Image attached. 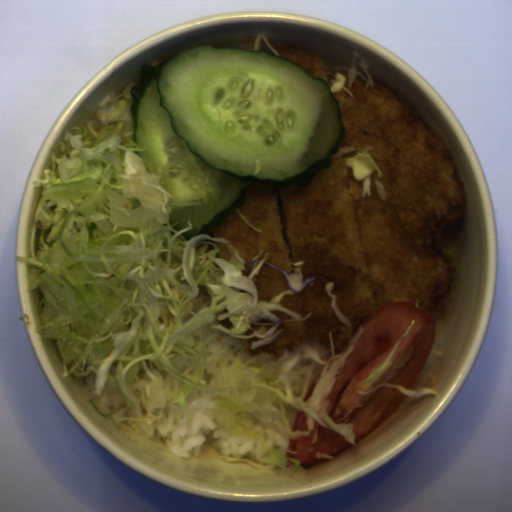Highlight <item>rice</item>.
<instances>
[{
    "mask_svg": "<svg viewBox=\"0 0 512 512\" xmlns=\"http://www.w3.org/2000/svg\"><path fill=\"white\" fill-rule=\"evenodd\" d=\"M187 409L181 418L176 403L166 407L165 413L152 427L137 423L147 438L159 435L167 450L179 459H199L204 444L218 450L223 457L247 458L260 464L262 445L257 440H243L223 429L215 420L217 395L194 389L185 396Z\"/></svg>",
    "mask_w": 512,
    "mask_h": 512,
    "instance_id": "1",
    "label": "rice"
},
{
    "mask_svg": "<svg viewBox=\"0 0 512 512\" xmlns=\"http://www.w3.org/2000/svg\"><path fill=\"white\" fill-rule=\"evenodd\" d=\"M134 414H136V413L129 406V404L126 402L118 412H116V413H114V414H112V415H110L108 417L111 419V421L114 424H116L118 419L128 418V417H130V416H132Z\"/></svg>",
    "mask_w": 512,
    "mask_h": 512,
    "instance_id": "4",
    "label": "rice"
},
{
    "mask_svg": "<svg viewBox=\"0 0 512 512\" xmlns=\"http://www.w3.org/2000/svg\"><path fill=\"white\" fill-rule=\"evenodd\" d=\"M283 406H284V412H285V417L288 421V424L292 430L294 424H295V420H296V417H297V413H298V410L297 408H295L294 406L288 404L287 402L283 401Z\"/></svg>",
    "mask_w": 512,
    "mask_h": 512,
    "instance_id": "5",
    "label": "rice"
},
{
    "mask_svg": "<svg viewBox=\"0 0 512 512\" xmlns=\"http://www.w3.org/2000/svg\"><path fill=\"white\" fill-rule=\"evenodd\" d=\"M73 377L83 396L89 399L100 413L115 412L122 406L123 395L109 376L100 397L96 394L93 372L85 378H77L74 375Z\"/></svg>",
    "mask_w": 512,
    "mask_h": 512,
    "instance_id": "3",
    "label": "rice"
},
{
    "mask_svg": "<svg viewBox=\"0 0 512 512\" xmlns=\"http://www.w3.org/2000/svg\"><path fill=\"white\" fill-rule=\"evenodd\" d=\"M241 421L253 429L268 445L284 457L286 456L291 434L280 412L271 415L267 422L251 416H244Z\"/></svg>",
    "mask_w": 512,
    "mask_h": 512,
    "instance_id": "2",
    "label": "rice"
}]
</instances>
